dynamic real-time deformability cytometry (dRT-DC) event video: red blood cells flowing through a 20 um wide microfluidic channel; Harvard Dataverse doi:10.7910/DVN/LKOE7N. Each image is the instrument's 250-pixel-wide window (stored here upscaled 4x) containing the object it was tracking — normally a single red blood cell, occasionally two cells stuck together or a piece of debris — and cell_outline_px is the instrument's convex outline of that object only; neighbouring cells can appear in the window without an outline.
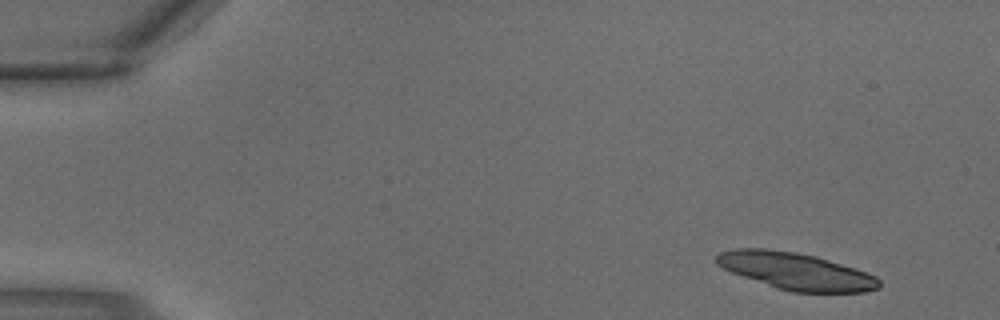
{"species": "common noctule bat (a hibernating species)", "species_latin": "Nyctalus noctula", "temperature_condition": "warm", "stored_images_in_passage": 3, "camera_frame_rate_fps": 3000, "um_per_image_px": 0.085, "animal": {"sex": "male", "body_mass_g": 18.8}, "frame": {"image": 1, "passage_image": 1, "time_ms": 0.0, "image_size_px": [1000, 320], "cell_outline_px": [[880, 288], [864, 292], [792, 292], [776, 288], [732, 272], [716, 264], [716, 256], [720, 252], [736, 248], [768, 248], [796, 252], [816, 256], [876, 276], [880, 280]], "centroid_in_image_um": [67.63, 23.04], "position_along_channel_um": 17.4, "area_um2": 34.74}}